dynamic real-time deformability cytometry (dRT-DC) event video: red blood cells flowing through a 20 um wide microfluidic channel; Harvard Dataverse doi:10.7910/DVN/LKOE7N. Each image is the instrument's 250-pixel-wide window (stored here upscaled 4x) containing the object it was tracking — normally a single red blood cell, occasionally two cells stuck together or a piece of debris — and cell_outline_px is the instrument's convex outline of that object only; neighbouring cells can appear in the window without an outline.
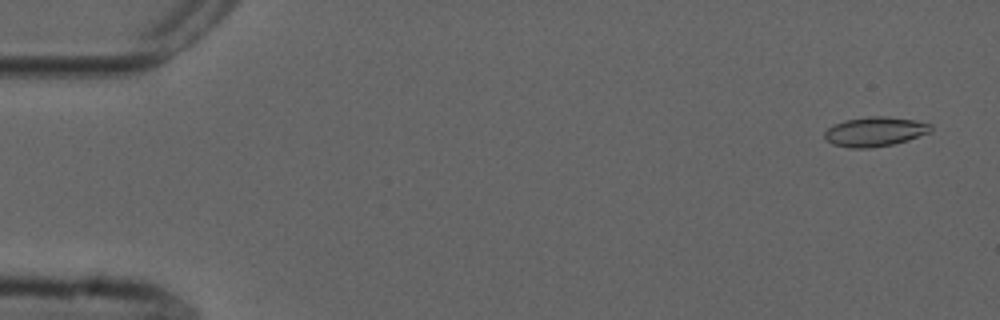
{"species": "common noctule bat (a hibernating species)", "species_latin": "Nyctalus noctula", "temperature_condition": "cold", "stored_images_in_passage": 56, "camera_frame_rate_fps": 3000, "um_per_image_px": 0.085, "animal": {"sex": "male", "forearm_length_mm": 52.5}, "frame": {"image": 1, "passage_image": 3, "time_ms": 0.667, "image_size_px": [1000, 320], "cell_outline_px": [[932, 132], [908, 140], [892, 144], [872, 148], [848, 148], [832, 144], [824, 136], [824, 132], [828, 128], [844, 120], [868, 116], [888, 116], [916, 120], [932, 124]], "centroid_in_image_um": [74.4, 11.18], "position_along_channel_um": 10.6, "area_um2": 18.44}}
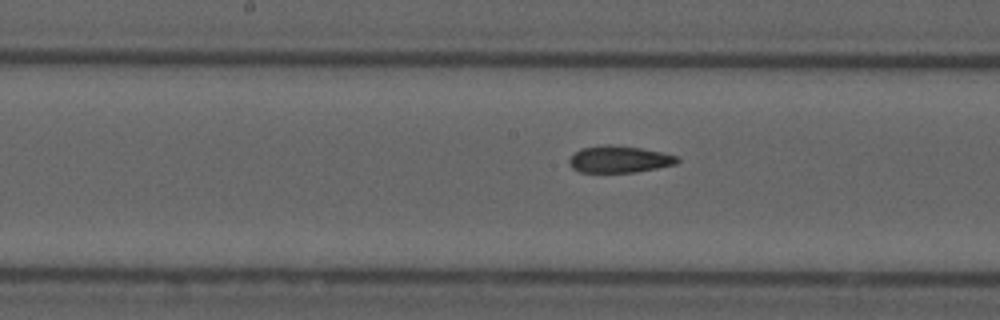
{"frame": {"image": 2, "passage_image": 28, "time_ms": 9.0, "image_size_px": [1000, 320], "cell_outline_px": [[680, 160], [676, 164], [636, 172], [580, 172], [572, 168], [568, 164], [568, 160], [580, 148], [604, 144], [608, 144], [640, 148], [660, 152], [676, 156]], "centroid_in_image_um": [52.6, 13.54], "position_along_channel_um": 195.6, "area_um2": 16.82}}
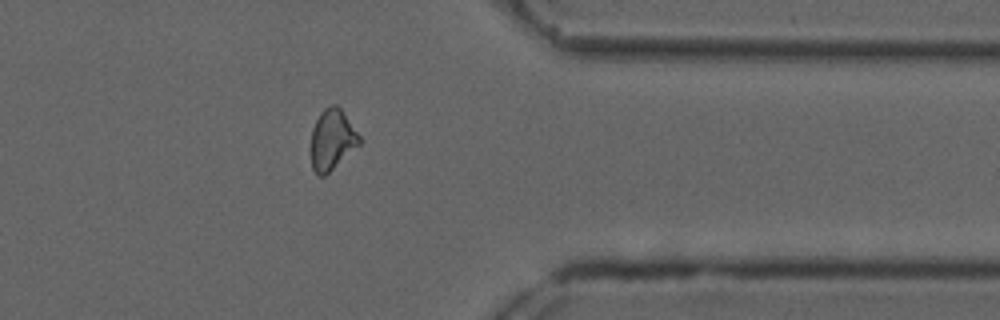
{"frame": {"image": 3, "passage_image": 44, "time_ms": 14.333, "image_size_px": [1000, 320], "cell_outline_px": [[360, 144], [324, 176], [320, 176], [312, 168], [312, 128], [320, 112], [324, 108], [332, 104], [336, 104], [340, 108], [360, 136]], "centroid_in_image_um": [28.23, 11.85], "position_along_channel_um": 383.2, "area_um2": 16.7}}